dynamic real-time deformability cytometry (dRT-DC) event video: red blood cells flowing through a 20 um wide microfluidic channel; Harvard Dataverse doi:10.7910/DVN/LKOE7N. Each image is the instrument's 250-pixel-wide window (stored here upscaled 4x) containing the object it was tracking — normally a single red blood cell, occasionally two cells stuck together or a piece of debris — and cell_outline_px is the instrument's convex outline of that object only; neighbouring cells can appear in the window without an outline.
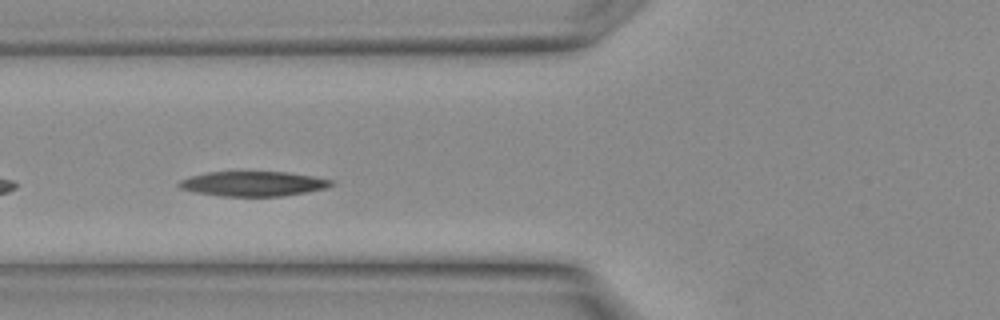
{"species": "Egyptian fruit bat (a non-hibernating species)", "species_latin": "Rousettus aegyptiacus", "temperature_condition": "warm", "stored_images_in_passage": 12, "camera_frame_rate_fps": 3000, "um_per_image_px": 0.085, "animal": {"sex": "female"}, "frame": {"image": 1, "passage_image": 3, "time_ms": 0.667, "image_size_px": [1000, 320], "cell_outline_px": [[332, 184], [324, 188], [284, 196], [220, 196], [196, 192], [180, 188], [176, 184], [180, 180], [192, 176], [208, 172], [288, 172], [312, 176], [332, 180]], "centroid_in_image_um": [21.48, 15.62], "position_along_channel_um": 104.3, "area_um2": 21.73}}